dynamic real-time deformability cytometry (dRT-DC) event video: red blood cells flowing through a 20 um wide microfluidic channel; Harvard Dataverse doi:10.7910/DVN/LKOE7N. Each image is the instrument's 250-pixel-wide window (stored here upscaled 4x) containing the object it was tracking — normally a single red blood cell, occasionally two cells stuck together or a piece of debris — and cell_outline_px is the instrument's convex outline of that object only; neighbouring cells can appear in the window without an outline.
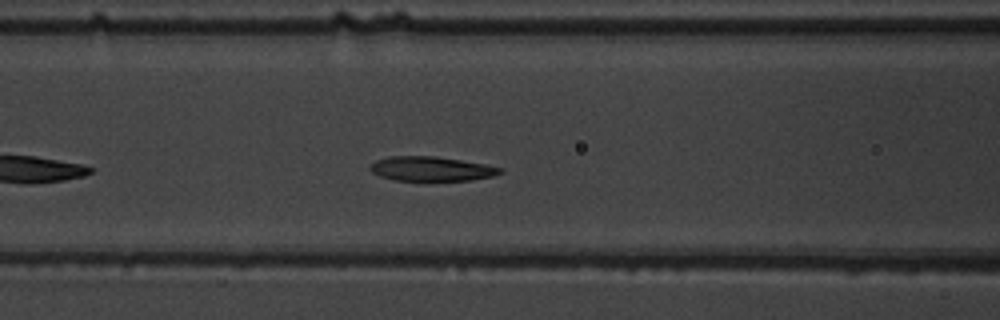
{"species": "common noctule bat (a hibernating species)", "species_latin": "Nyctalus noctula", "temperature_condition": "warm", "stored_images_in_passage": 28, "camera_frame_rate_fps": 3000, "um_per_image_px": 0.085, "animal": {"sex": "male", "body_mass_g": 19.5, "forearm_length_mm": 54.6}, "frame": {"image": 1, "passage_image": 8, "time_ms": 2.333, "image_size_px": [1000, 320], "cell_outline_px": [[504, 172], [492, 176], [472, 180], [396, 180], [380, 176], [372, 172], [368, 168], [376, 160], [388, 156], [436, 156], [484, 164], [504, 168]], "centroid_in_image_um": [36.67, 14.34], "position_along_channel_um": 129.9, "area_um2": 18.44}}
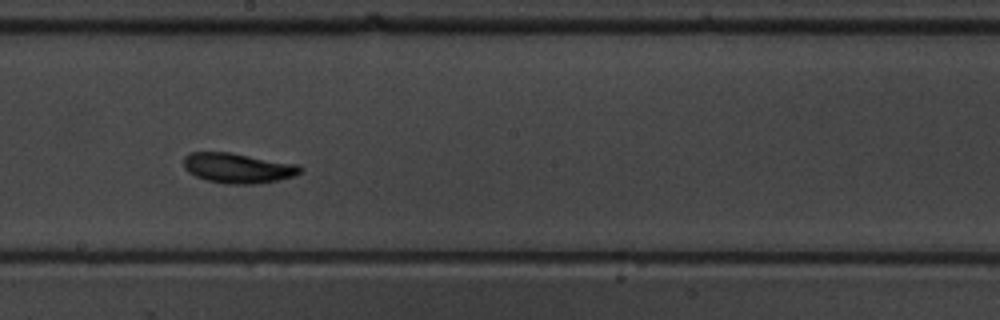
{"frame": {"image": 2, "passage_image": 16, "time_ms": 5.0, "image_size_px": [1000, 320], "cell_outline_px": [[304, 168], [296, 176], [276, 180], [252, 184], [228, 184], [208, 180], [196, 176], [188, 172], [184, 168], [184, 156], [188, 152], [228, 152], [300, 164]], "centroid_in_image_um": [20.24, 14.27], "position_along_channel_um": 228.0, "area_um2": 20.46}}
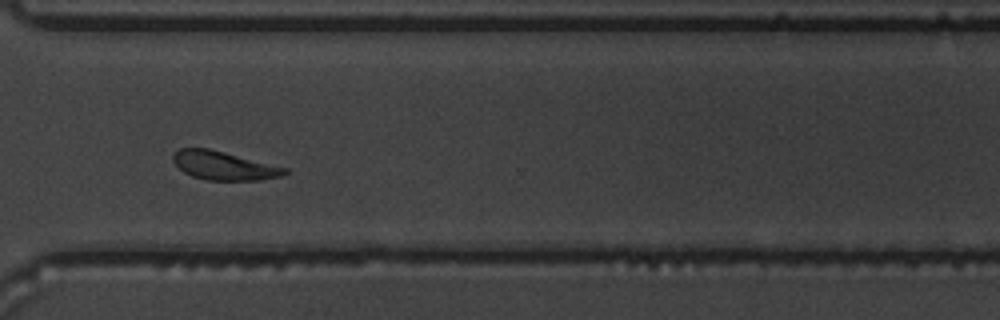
{"frame": {"image": 3, "passage_image": 26, "time_ms": 8.333, "image_size_px": [1000, 320], "cell_outline_px": [[288, 172], [284, 176], [260, 180], [208, 180], [192, 176], [184, 172], [172, 160], [172, 156], [180, 148], [208, 148], [288, 168]], "centroid_in_image_um": [19.06, 14.08], "position_along_channel_um": 351.5, "area_um2": 18.5}, "authors_computed_cell_mechanics": {"area_um2": 19.1029, "velocity_mm_per_s": 3.6859, "shape_relaxation_time_tau1_ms": 2.5873, "shape_relaxation_time_tau2_ms": 2.6363, "deformation_change_tau1": 0.1287, "deformation_change_tau2": 0.0875}}